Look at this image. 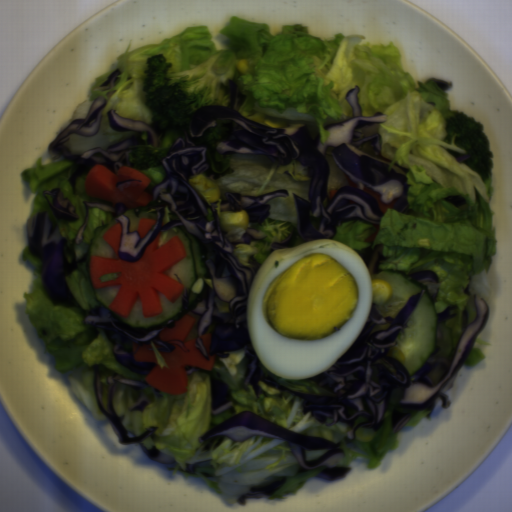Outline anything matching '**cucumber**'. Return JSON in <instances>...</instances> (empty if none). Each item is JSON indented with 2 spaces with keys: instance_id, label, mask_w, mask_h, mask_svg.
Instances as JSON below:
<instances>
[{
  "instance_id": "8b760119",
  "label": "cucumber",
  "mask_w": 512,
  "mask_h": 512,
  "mask_svg": "<svg viewBox=\"0 0 512 512\" xmlns=\"http://www.w3.org/2000/svg\"><path fill=\"white\" fill-rule=\"evenodd\" d=\"M121 224L117 219L107 222L95 233L86 253L85 263L89 284L94 292L95 299L111 314L113 319L124 328L131 331H153L161 326H166L169 321L181 319L191 312L197 304L203 300L207 283H204L200 293H192L195 282L199 279L212 280L213 278L206 265L207 257L203 243L195 239L183 227H171L160 231L161 238L158 245H163L173 237H177L185 250V256L167 269L166 275L182 285L180 296L171 303L161 292L158 291L162 306V313L152 317H144L142 301L138 298L133 303L127 316L122 317L109 308L116 296L119 286H107L94 289L91 279V256H105L115 259L113 248L106 242L104 235L115 225Z\"/></svg>"
},
{
  "instance_id": "586b57bf",
  "label": "cucumber",
  "mask_w": 512,
  "mask_h": 512,
  "mask_svg": "<svg viewBox=\"0 0 512 512\" xmlns=\"http://www.w3.org/2000/svg\"><path fill=\"white\" fill-rule=\"evenodd\" d=\"M372 281L383 280L392 288L391 298L384 304L372 301L370 313L375 319L396 318L411 296L424 294L413 313L401 327L388 356L412 376L421 369L437 346L439 316L427 284L411 278L406 272L384 269L370 275Z\"/></svg>"
},
{
  "instance_id": "888e309b",
  "label": "cucumber",
  "mask_w": 512,
  "mask_h": 512,
  "mask_svg": "<svg viewBox=\"0 0 512 512\" xmlns=\"http://www.w3.org/2000/svg\"><path fill=\"white\" fill-rule=\"evenodd\" d=\"M439 328L441 332V341L435 356L452 360L455 351L452 328L444 324H440Z\"/></svg>"
},
{
  "instance_id": "2a18db57",
  "label": "cucumber",
  "mask_w": 512,
  "mask_h": 512,
  "mask_svg": "<svg viewBox=\"0 0 512 512\" xmlns=\"http://www.w3.org/2000/svg\"><path fill=\"white\" fill-rule=\"evenodd\" d=\"M127 219L129 220V231H136L138 230L139 223L142 218H146L153 221H158L161 215V212H141L138 216L135 214V210H129L125 211L124 214Z\"/></svg>"
},
{
  "instance_id": "734fbe4a",
  "label": "cucumber",
  "mask_w": 512,
  "mask_h": 512,
  "mask_svg": "<svg viewBox=\"0 0 512 512\" xmlns=\"http://www.w3.org/2000/svg\"><path fill=\"white\" fill-rule=\"evenodd\" d=\"M448 370L447 363H439L434 366V368L426 374V378L432 381V383L439 384L440 381L445 376Z\"/></svg>"
}]
</instances>
